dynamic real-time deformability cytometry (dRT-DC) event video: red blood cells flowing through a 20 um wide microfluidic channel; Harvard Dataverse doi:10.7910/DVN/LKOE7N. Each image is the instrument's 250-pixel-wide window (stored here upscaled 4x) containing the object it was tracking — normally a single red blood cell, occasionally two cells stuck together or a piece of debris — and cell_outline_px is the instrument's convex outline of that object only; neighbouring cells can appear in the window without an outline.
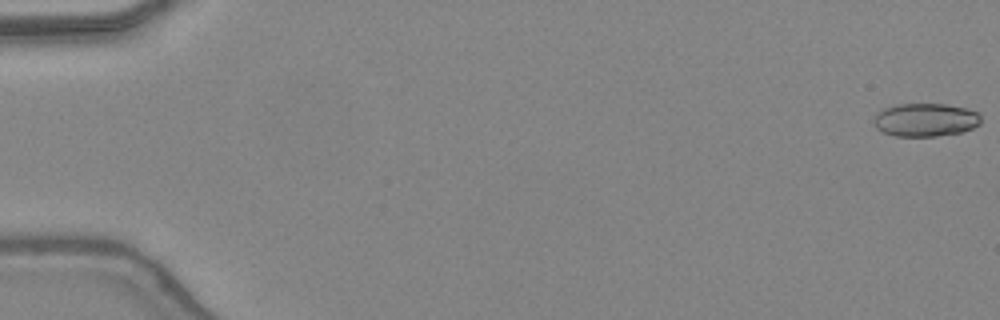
{"species": "common noctule bat (a hibernating species)", "species_latin": "Nyctalus noctula", "temperature_condition": "warm", "stored_images_in_passage": 6, "camera_frame_rate_fps": 3000, "um_per_image_px": 0.085, "animal": {"sex": "female", "body_mass_g": 24.6, "forearm_length_mm": 56.2}, "frame": {"image": 1, "passage_image": 1, "time_ms": 0.0, "image_size_px": [1000, 320], "cell_outline_px": [[980, 124], [972, 128], [960, 132], [936, 136], [896, 136], [880, 132], [872, 124], [872, 120], [876, 112], [884, 108], [896, 104], [948, 104], [980, 112]], "centroid_in_image_um": [78.61, 10.18], "position_along_channel_um": 6.4, "area_um2": 21.04}}